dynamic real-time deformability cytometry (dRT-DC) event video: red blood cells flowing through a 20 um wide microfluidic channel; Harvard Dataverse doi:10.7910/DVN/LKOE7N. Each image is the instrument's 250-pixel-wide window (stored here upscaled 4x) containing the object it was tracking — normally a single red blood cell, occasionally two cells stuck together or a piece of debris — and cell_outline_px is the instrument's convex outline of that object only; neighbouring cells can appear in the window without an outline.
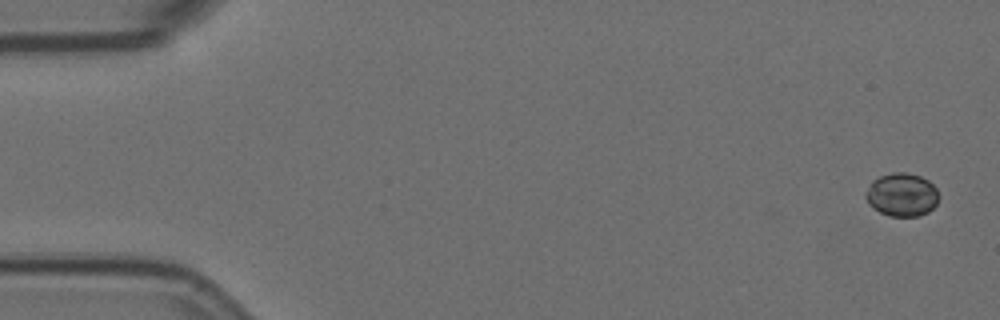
{"species": "Egyptian fruit bat (a non-hibernating species)", "species_latin": "Rousettus aegyptiacus", "temperature_condition": "room temperature", "stored_images_in_passage": 6, "camera_frame_rate_fps": 3000, "um_per_image_px": 0.085, "animal": {"sex": "female"}, "frame": {"image": 1, "passage_image": 1, "time_ms": 0.0, "image_size_px": [1000, 320], "cell_outline_px": [[940, 196], [936, 204], [928, 212], [920, 216], [888, 216], [872, 208], [868, 204], [864, 196], [864, 192], [872, 180], [880, 176], [892, 172], [904, 172], [920, 176], [928, 180], [936, 188]], "centroid_in_image_um": [76.63, 16.55], "position_along_channel_um": 8.4, "area_um2": 18.73}}
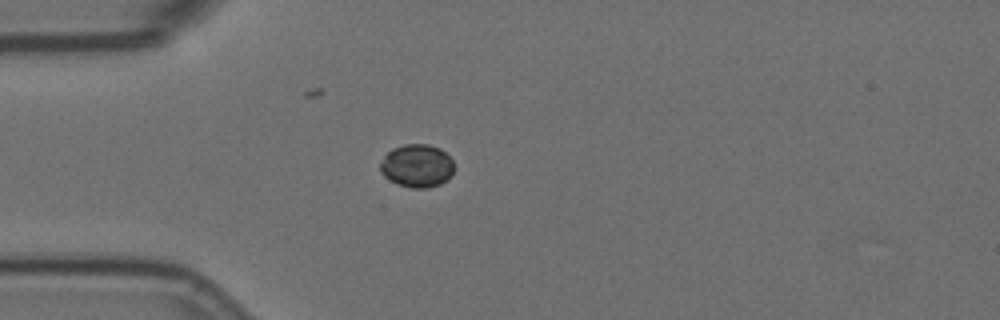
{"frame": {"image": 2, "passage_image": 5, "time_ms": 1.333, "image_size_px": [1000, 320], "cell_outline_px": [[456, 168], [452, 176], [440, 184], [428, 188], [412, 188], [396, 184], [384, 176], [380, 172], [380, 164], [384, 156], [392, 148], [404, 144], [428, 144], [440, 148], [452, 160]], "centroid_in_image_um": [35.46, 14.1], "position_along_channel_um": 49.5, "area_um2": 18.79}}